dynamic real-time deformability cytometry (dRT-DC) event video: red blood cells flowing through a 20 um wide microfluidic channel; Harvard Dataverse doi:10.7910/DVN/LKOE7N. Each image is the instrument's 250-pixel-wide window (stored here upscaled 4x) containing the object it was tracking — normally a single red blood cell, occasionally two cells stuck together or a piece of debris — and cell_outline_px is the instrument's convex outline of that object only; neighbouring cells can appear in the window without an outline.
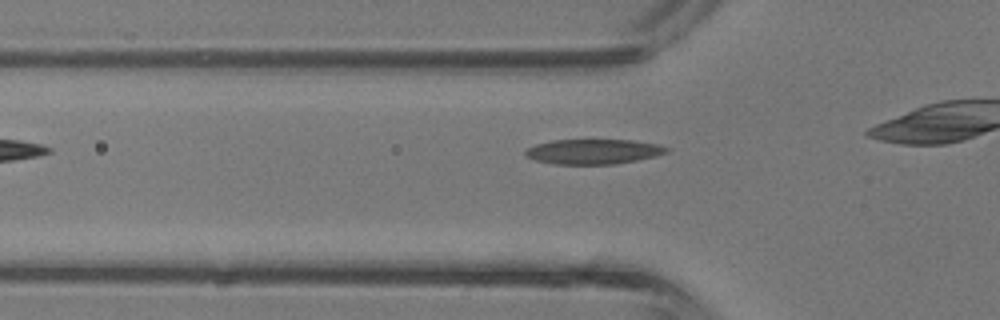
{"species": "common noctule bat (a hibernating species)", "species_latin": "Nyctalus noctula", "temperature_condition": "room temperature", "stored_images_in_passage": 8, "camera_frame_rate_fps": 3000, "um_per_image_px": 0.085, "animal": {"sex": "male", "body_mass_g": 13.3}, "frame": {"image": 1, "passage_image": 3, "time_ms": 0.667, "image_size_px": [1000, 320], "cell_outline_px": [[672, 148], [668, 152], [656, 156], [636, 160], [612, 164], [552, 164], [536, 160], [524, 156], [524, 152], [528, 148], [536, 144], [552, 140], [632, 140], [660, 144]], "centroid_in_image_um": [50.46, 12.88], "position_along_channel_um": 75.3, "area_um2": 20.63}}
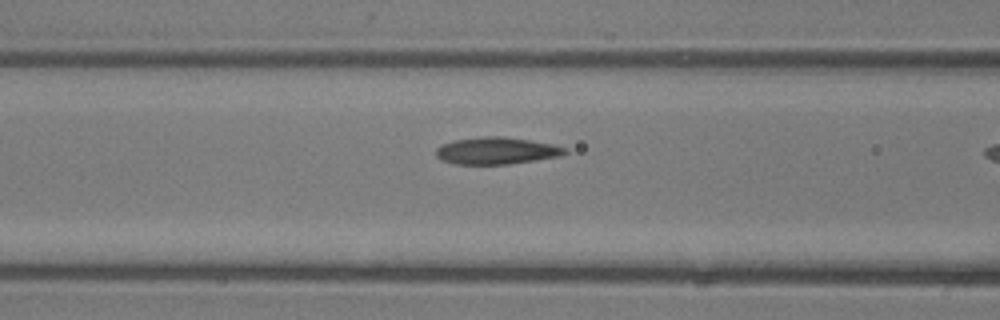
{"frame": {"image": 2, "passage_image": 6, "time_ms": 1.667, "image_size_px": [1000, 320], "cell_outline_px": [[568, 152], [560, 156], [508, 164], [456, 164], [440, 160], [436, 156], [436, 148], [440, 144], [452, 140], [480, 136], [504, 136], [556, 144], [568, 148]], "centroid_in_image_um": [42.19, 12.8], "position_along_channel_um": 124.4, "area_um2": 20.63}}